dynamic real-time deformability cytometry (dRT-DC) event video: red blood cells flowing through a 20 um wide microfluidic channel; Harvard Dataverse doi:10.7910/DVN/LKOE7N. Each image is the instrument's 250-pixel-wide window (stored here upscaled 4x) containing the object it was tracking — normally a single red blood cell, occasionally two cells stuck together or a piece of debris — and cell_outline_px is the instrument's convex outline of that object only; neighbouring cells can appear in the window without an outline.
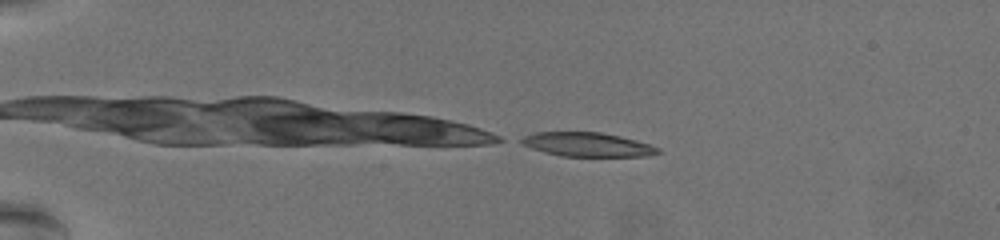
{"species": "common noctule bat (a hibernating species)", "species_latin": "Nyctalus noctula", "temperature_condition": "warm", "stored_images_in_passage": 48, "camera_frame_rate_fps": 3000, "um_per_image_px": 0.085, "animal": {"sex": "female", "body_mass_g": 19.5, "forearm_length_mm": 54.1}, "frame": {"image": 1, "passage_image": 1, "time_ms": 0.0, "image_size_px": [1000, 240], "cell_outline_px": [[660, 152], [644, 156], [564, 156], [544, 152], [532, 148], [516, 140], [524, 136], [536, 132], [600, 132], [620, 136], [636, 140], [660, 148]], "centroid_in_image_um": [49.9, 12.28], "position_along_channel_um": 35.1, "area_um2": 18.96}}
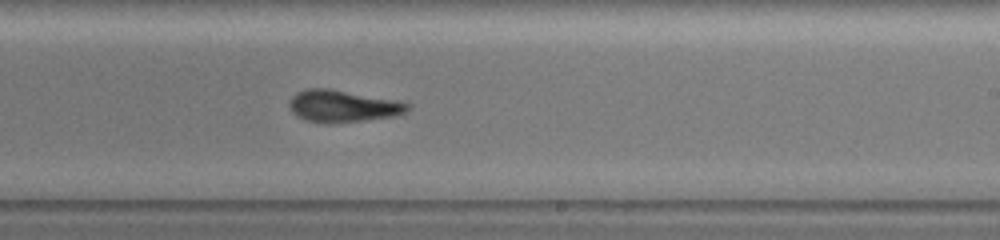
{"frame": {"image": 2, "passage_image": 27, "time_ms": 8.667, "image_size_px": [1000, 240], "cell_outline_px": [[408, 108], [404, 112], [392, 116], [328, 124], [324, 124], [304, 120], [292, 112], [292, 96], [308, 88], [328, 88], [408, 104]], "centroid_in_image_um": [29.04, 9.04], "position_along_channel_um": 260.0, "area_um2": 20.98}}
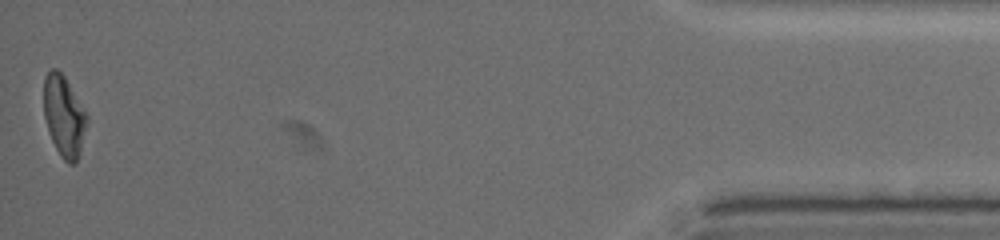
{"frame": {"image": 3, "passage_image": 48, "time_ms": 15.667, "image_size_px": [1000, 240], "cell_outline_px": [[88, 120], [80, 152], [76, 164], [68, 164], [60, 156], [52, 140], [44, 116], [44, 76], [52, 68], [56, 68], [64, 76], [88, 116]], "centroid_in_image_um": [5.44, 9.89], "position_along_channel_um": 429.8, "area_um2": 20.17}, "authors_computed_cell_mechanics": {"area_um2": 21.2704, "velocity_mm_per_s": 3.5221, "shape_relaxation_time_tau1_ms": 4.3809, "shape_relaxation_time_tau2_ms": 3.3921, "deformation_change_tau1": 0.1752, "deformation_change_tau2": 0.1171}}